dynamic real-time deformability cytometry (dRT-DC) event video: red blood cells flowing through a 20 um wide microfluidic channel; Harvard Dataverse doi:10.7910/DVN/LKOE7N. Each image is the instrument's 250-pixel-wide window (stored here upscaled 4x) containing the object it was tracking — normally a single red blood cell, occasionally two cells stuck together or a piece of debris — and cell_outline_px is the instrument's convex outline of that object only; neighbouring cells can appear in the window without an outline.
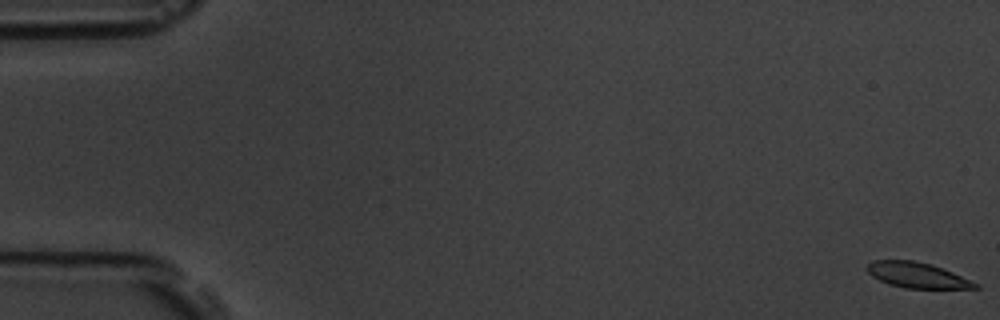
{"species": "common noctule bat (a hibernating species)", "species_latin": "Nyctalus noctula", "temperature_condition": "room temperature", "stored_images_in_passage": 6, "camera_frame_rate_fps": 3000, "um_per_image_px": 0.085, "animal": {"sex": "male", "body_mass_g": 19.5, "forearm_length_mm": 54.6}, "frame": {"image": 1, "passage_image": 1, "time_ms": 0.0, "image_size_px": [1000, 320], "cell_outline_px": [[980, 288], [904, 288], [888, 284], [872, 276], [864, 268], [872, 260], [912, 260], [932, 264], [952, 272], [980, 284]], "centroid_in_image_um": [77.94, 23.38], "position_along_channel_um": 7.1, "area_um2": 16.07}}
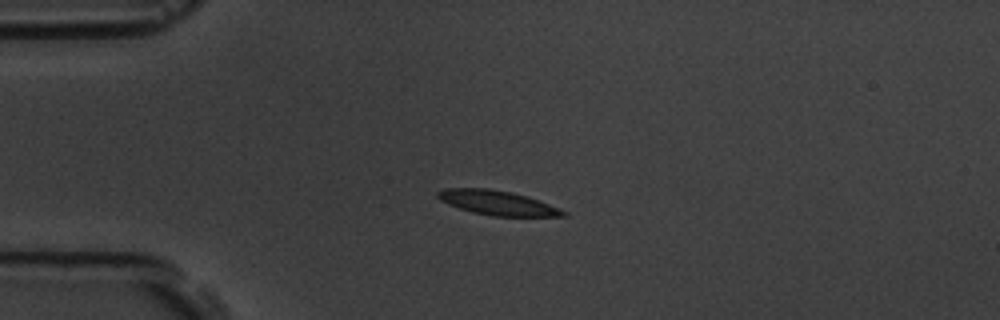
{"frame": {"image": 2, "passage_image": 5, "time_ms": 4.667, "image_size_px": [1000, 320], "cell_outline_px": [[568, 216], [492, 216], [472, 212], [448, 204], [440, 200], [436, 196], [436, 192], [444, 188], [488, 188], [512, 192], [528, 196], [568, 212]], "centroid_in_image_um": [42.26, 17.23], "position_along_channel_um": 42.7, "area_um2": 17.92}}